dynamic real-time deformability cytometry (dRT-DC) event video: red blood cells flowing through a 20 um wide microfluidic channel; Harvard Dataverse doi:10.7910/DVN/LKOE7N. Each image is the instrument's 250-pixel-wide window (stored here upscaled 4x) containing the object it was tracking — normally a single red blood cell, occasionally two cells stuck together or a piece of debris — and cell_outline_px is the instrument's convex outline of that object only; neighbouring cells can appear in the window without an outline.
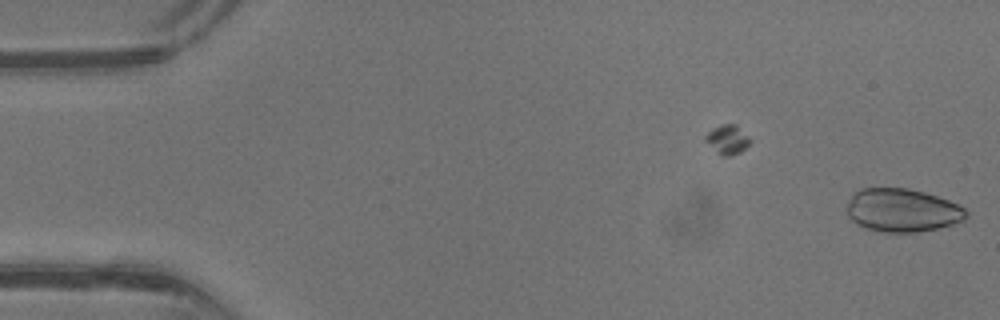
{"species": "common noctule bat (a hibernating species)", "species_latin": "Nyctalus noctula", "temperature_condition": "warm", "stored_images_in_passage": 9, "camera_frame_rate_fps": 3000, "um_per_image_px": 0.085, "animal": {"sex": "male", "body_mass_g": 13.3}, "frame": {"image": 1, "passage_image": 9, "time_ms": 2.667, "image_size_px": [1000, 320], "cell_outline_px": [[968, 216], [964, 220], [952, 224], [920, 232], [880, 232], [864, 228], [856, 224], [848, 216], [848, 200], [852, 192], [860, 188], [908, 188], [924, 192], [948, 200], [964, 208], [968, 212]], "centroid_in_image_um": [76.66, 17.87], "position_along_channel_um": 8.3, "area_um2": 30.23}}